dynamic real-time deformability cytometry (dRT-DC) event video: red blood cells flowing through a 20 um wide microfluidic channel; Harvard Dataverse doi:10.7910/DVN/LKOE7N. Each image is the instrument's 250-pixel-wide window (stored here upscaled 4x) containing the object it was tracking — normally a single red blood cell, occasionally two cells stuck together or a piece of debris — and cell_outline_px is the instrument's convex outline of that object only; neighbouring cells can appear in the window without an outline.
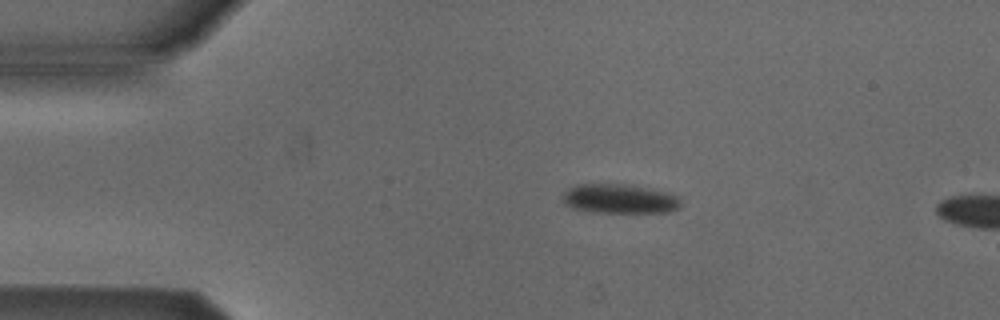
{"species": "Egyptian fruit bat (a non-hibernating species)", "species_latin": "Rousettus aegyptiacus", "temperature_condition": "cold", "stored_images_in_passage": 5, "camera_frame_rate_fps": 3000, "um_per_image_px": 0.085, "animal": {"sex": "male"}, "frame": {"image": 1, "passage_image": 1, "time_ms": 0.0, "image_size_px": [1000, 320], "cell_outline_px": [[680, 204], [676, 208], [664, 212], [596, 212], [572, 208], [564, 204], [560, 200], [564, 192], [568, 188], [576, 184], [624, 184], [664, 192], [676, 196], [680, 200]], "centroid_in_image_um": [52.54, 16.89], "position_along_channel_um": 32.5, "area_um2": 19.88}}